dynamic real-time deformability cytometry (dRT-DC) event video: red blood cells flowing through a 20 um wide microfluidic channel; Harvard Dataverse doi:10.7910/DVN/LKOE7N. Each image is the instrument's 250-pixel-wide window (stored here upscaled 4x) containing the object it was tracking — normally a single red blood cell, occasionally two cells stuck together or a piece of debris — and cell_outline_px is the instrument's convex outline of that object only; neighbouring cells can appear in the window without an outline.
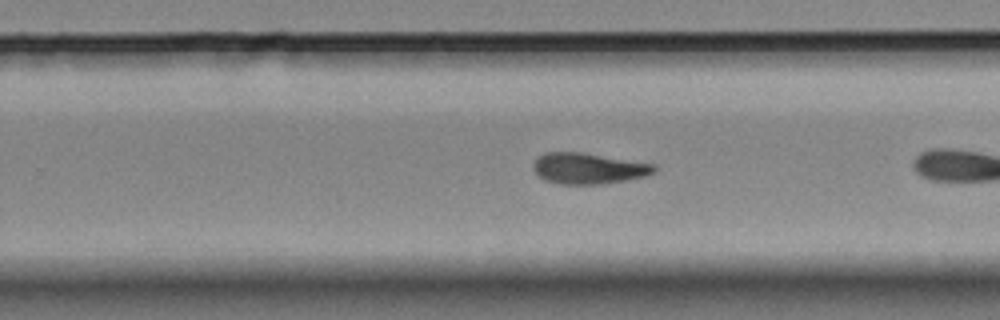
{"species": "Egyptian fruit bat (a non-hibernating species)", "species_latin": "Rousettus aegyptiacus", "temperature_condition": "room temperature", "stored_images_in_passage": 22, "camera_frame_rate_fps": 3000, "um_per_image_px": 0.085, "animal": {"sex": "female"}, "frame": {"image": 1, "passage_image": 19, "time_ms": 6.0, "image_size_px": [1000, 320], "cell_outline_px": [[656, 172], [648, 176], [604, 184], [560, 184], [544, 180], [532, 168], [532, 164], [536, 156], [544, 152], [584, 152], [656, 164]], "centroid_in_image_um": [50.02, 14.3], "position_along_channel_um": 279.8, "area_um2": 22.25}}